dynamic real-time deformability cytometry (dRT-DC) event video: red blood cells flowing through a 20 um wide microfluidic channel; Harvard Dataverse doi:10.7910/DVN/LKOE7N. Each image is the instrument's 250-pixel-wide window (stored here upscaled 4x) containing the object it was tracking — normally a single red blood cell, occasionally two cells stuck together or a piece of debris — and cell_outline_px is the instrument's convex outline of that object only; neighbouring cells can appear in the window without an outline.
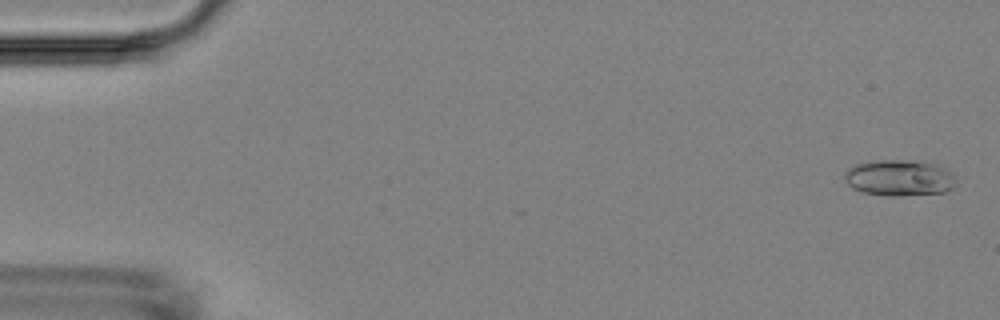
{"species": "Egyptian fruit bat (a non-hibernating species)", "species_latin": "Rousettus aegyptiacus", "temperature_condition": "room temperature", "stored_images_in_passage": 11, "camera_frame_rate_fps": 3000, "um_per_image_px": 0.085, "animal": {"sex": "female"}, "frame": {"image": 1, "passage_image": 1, "time_ms": 0.0, "image_size_px": [1000, 320], "cell_outline_px": [[956, 184], [952, 188], [944, 192], [900, 196], [884, 196], [860, 192], [852, 188], [844, 180], [844, 172], [848, 168], [856, 164], [872, 160], [924, 160], [936, 164], [952, 172]], "centroid_in_image_um": [76.42, 15.11], "position_along_channel_um": 8.6, "area_um2": 23.99}}
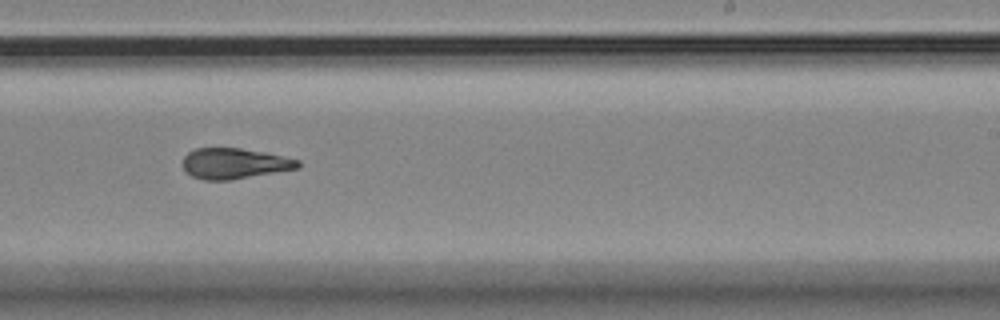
{"frame": {"image": 2, "passage_image": 10, "time_ms": 11.0, "image_size_px": [1000, 320], "cell_outline_px": [[300, 168], [232, 180], [204, 180], [192, 176], [184, 168], [184, 156], [188, 152], [196, 148], [240, 148], [264, 152], [300, 160]], "centroid_in_image_um": [19.95, 13.9], "position_along_channel_um": 269.0, "area_um2": 20.52}}
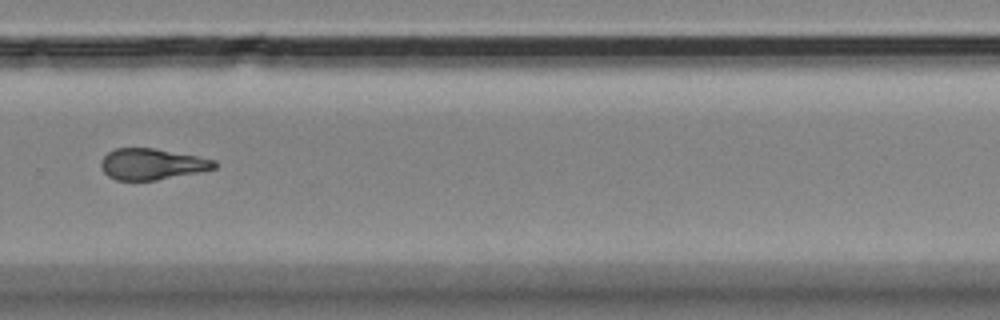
{"frame": {"image": 3, "passage_image": 11, "time_ms": 12.333, "image_size_px": [1000, 320], "cell_outline_px": [[216, 168], [200, 172], [156, 180], [116, 180], [108, 176], [104, 172], [100, 164], [100, 160], [108, 152], [116, 148], [156, 148], [216, 160]], "centroid_in_image_um": [12.9, 13.95], "position_along_channel_um": 316.9, "area_um2": 20.58}}